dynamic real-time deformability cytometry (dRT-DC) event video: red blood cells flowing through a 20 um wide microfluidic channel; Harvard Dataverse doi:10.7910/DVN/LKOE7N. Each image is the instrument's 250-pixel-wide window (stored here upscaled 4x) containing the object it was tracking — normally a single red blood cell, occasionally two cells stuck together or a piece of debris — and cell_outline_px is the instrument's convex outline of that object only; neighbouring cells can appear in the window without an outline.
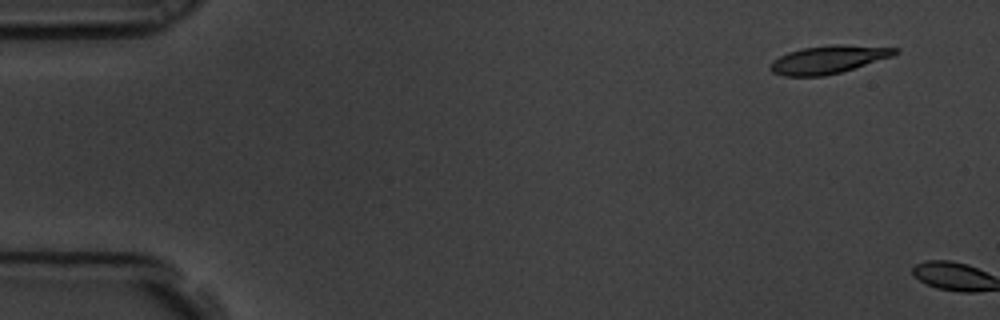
{"species": "common noctule bat (a hibernating species)", "species_latin": "Nyctalus noctula", "temperature_condition": "room temperature", "stored_images_in_passage": 2, "camera_frame_rate_fps": 3000, "um_per_image_px": 0.085, "animal": {"sex": "male", "body_mass_g": 19.5, "forearm_length_mm": 54.6}, "frame": {"image": 1, "passage_image": 1, "time_ms": 0.0, "image_size_px": [1000, 320], "cell_outline_px": [[900, 52], [892, 56], [840, 72], [824, 76], [784, 76], [772, 72], [768, 68], [768, 64], [772, 60], [788, 52], [804, 48], [832, 44], [844, 44], [900, 48]], "centroid_in_image_um": [70.38, 5.05], "position_along_channel_um": 14.6, "area_um2": 20.35}}